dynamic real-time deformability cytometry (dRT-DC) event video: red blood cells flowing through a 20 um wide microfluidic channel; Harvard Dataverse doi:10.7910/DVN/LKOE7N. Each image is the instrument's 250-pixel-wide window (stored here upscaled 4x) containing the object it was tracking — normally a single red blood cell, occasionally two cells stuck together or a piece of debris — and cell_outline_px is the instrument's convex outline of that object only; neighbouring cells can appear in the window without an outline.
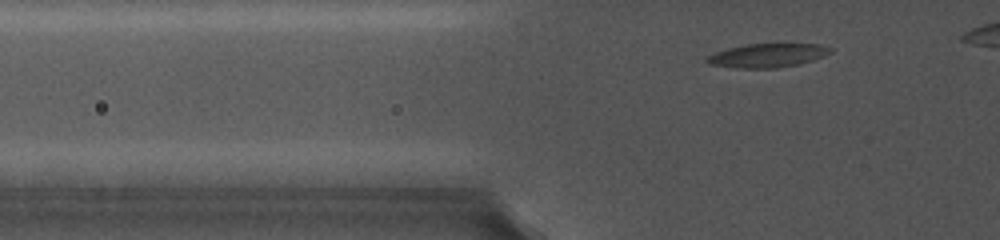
{"species": "common noctule bat (a hibernating species)", "species_latin": "Nyctalus noctula", "temperature_condition": "cold", "stored_images_in_passage": 49, "segment_of_instrument_passage": [1, 2], "camera_frame_rate_fps": 5000, "um_per_image_px": 0.085, "animal": {"sex": "female", "body_mass_g": 19.0, "forearm_length_mm": 56.7}, "frame": {"image": 1, "passage_image": 7, "time_ms": 1.6, "image_size_px": [1000, 240], "cell_outline_px": [[832, 52], [824, 56], [812, 60], [796, 64], [776, 68], [736, 68], [708, 64], [704, 60], [704, 56], [728, 48], [744, 44], [820, 44], [832, 48]], "centroid_in_image_um": [65.18, 4.71], "position_along_channel_um": 60.6, "area_um2": 17.17}}
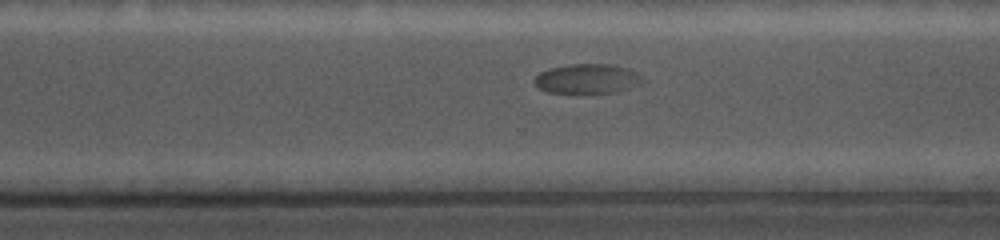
{"frame": {"image": 2, "passage_image": 36, "time_ms": 9.4, "image_size_px": [1000, 240], "cell_outline_px": [[644, 84], [616, 92], [548, 92], [536, 88], [532, 80], [540, 72], [548, 68], [572, 64], [612, 64], [628, 68], [636, 72], [644, 80]], "centroid_in_image_um": [49.92, 6.68], "position_along_channel_um": 320.7, "area_um2": 18.79}}
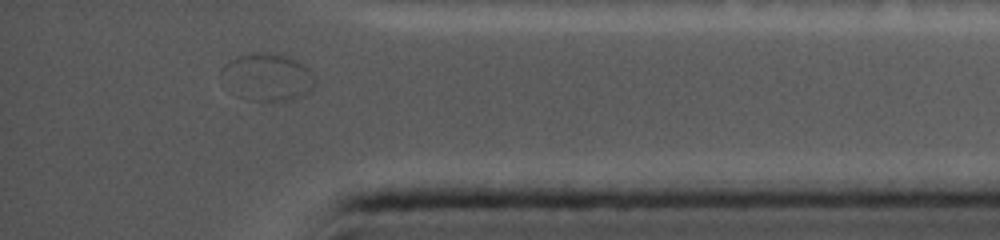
{"frame": {"image": 3, "passage_image": 46, "time_ms": 12.0, "image_size_px": [1000, 240], "cell_outline_px": [[316, 84], [308, 92], [300, 96], [288, 100], [252, 100], [220, 76], [220, 68], [224, 64], [240, 56], [252, 52], [272, 52], [292, 56], [300, 60], [316, 76]], "centroid_in_image_um": [22.85, 6.47], "position_along_channel_um": 412.3, "area_um2": 25.32}}